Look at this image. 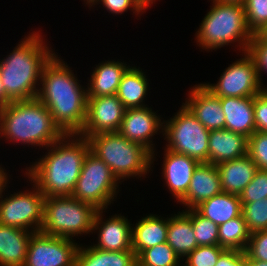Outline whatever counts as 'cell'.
Listing matches in <instances>:
<instances>
[{
	"label": "cell",
	"instance_id": "29",
	"mask_svg": "<svg viewBox=\"0 0 267 266\" xmlns=\"http://www.w3.org/2000/svg\"><path fill=\"white\" fill-rule=\"evenodd\" d=\"M218 245L225 249L245 251L251 232L241 214L218 226Z\"/></svg>",
	"mask_w": 267,
	"mask_h": 266
},
{
	"label": "cell",
	"instance_id": "39",
	"mask_svg": "<svg viewBox=\"0 0 267 266\" xmlns=\"http://www.w3.org/2000/svg\"><path fill=\"white\" fill-rule=\"evenodd\" d=\"M247 52L254 59L260 82L264 90H267V86L265 87L262 82L263 75H261L263 72L265 74L267 73V41L261 40L256 34H254Z\"/></svg>",
	"mask_w": 267,
	"mask_h": 266
},
{
	"label": "cell",
	"instance_id": "41",
	"mask_svg": "<svg viewBox=\"0 0 267 266\" xmlns=\"http://www.w3.org/2000/svg\"><path fill=\"white\" fill-rule=\"evenodd\" d=\"M215 266H247L246 253L235 249H225Z\"/></svg>",
	"mask_w": 267,
	"mask_h": 266
},
{
	"label": "cell",
	"instance_id": "14",
	"mask_svg": "<svg viewBox=\"0 0 267 266\" xmlns=\"http://www.w3.org/2000/svg\"><path fill=\"white\" fill-rule=\"evenodd\" d=\"M158 131L163 132L162 118L152 111L151 107L146 106L126 109L118 133L146 148L151 153V164H153L156 157L152 137L159 133Z\"/></svg>",
	"mask_w": 267,
	"mask_h": 266
},
{
	"label": "cell",
	"instance_id": "25",
	"mask_svg": "<svg viewBox=\"0 0 267 266\" xmlns=\"http://www.w3.org/2000/svg\"><path fill=\"white\" fill-rule=\"evenodd\" d=\"M140 67L130 66L123 74L116 96L126 109L146 107L144 99L149 90V81Z\"/></svg>",
	"mask_w": 267,
	"mask_h": 266
},
{
	"label": "cell",
	"instance_id": "32",
	"mask_svg": "<svg viewBox=\"0 0 267 266\" xmlns=\"http://www.w3.org/2000/svg\"><path fill=\"white\" fill-rule=\"evenodd\" d=\"M242 215L249 231L267 229V197L256 202L242 204Z\"/></svg>",
	"mask_w": 267,
	"mask_h": 266
},
{
	"label": "cell",
	"instance_id": "3",
	"mask_svg": "<svg viewBox=\"0 0 267 266\" xmlns=\"http://www.w3.org/2000/svg\"><path fill=\"white\" fill-rule=\"evenodd\" d=\"M41 35L39 31L29 33L0 61L3 89L11 101L37 97L42 69L55 54Z\"/></svg>",
	"mask_w": 267,
	"mask_h": 266
},
{
	"label": "cell",
	"instance_id": "7",
	"mask_svg": "<svg viewBox=\"0 0 267 266\" xmlns=\"http://www.w3.org/2000/svg\"><path fill=\"white\" fill-rule=\"evenodd\" d=\"M97 209L72 196L45 197L40 232L61 238L92 233Z\"/></svg>",
	"mask_w": 267,
	"mask_h": 266
},
{
	"label": "cell",
	"instance_id": "18",
	"mask_svg": "<svg viewBox=\"0 0 267 266\" xmlns=\"http://www.w3.org/2000/svg\"><path fill=\"white\" fill-rule=\"evenodd\" d=\"M221 192L217 166L210 163H200L193 172L186 195L179 202L184 204L186 209H191Z\"/></svg>",
	"mask_w": 267,
	"mask_h": 266
},
{
	"label": "cell",
	"instance_id": "46",
	"mask_svg": "<svg viewBox=\"0 0 267 266\" xmlns=\"http://www.w3.org/2000/svg\"><path fill=\"white\" fill-rule=\"evenodd\" d=\"M220 2H231V3H244L245 0H217Z\"/></svg>",
	"mask_w": 267,
	"mask_h": 266
},
{
	"label": "cell",
	"instance_id": "15",
	"mask_svg": "<svg viewBox=\"0 0 267 266\" xmlns=\"http://www.w3.org/2000/svg\"><path fill=\"white\" fill-rule=\"evenodd\" d=\"M103 211L98 210L95 216L92 234L98 230L97 244L92 246L103 251H129L132 250V224L121 214L113 215L103 220Z\"/></svg>",
	"mask_w": 267,
	"mask_h": 266
},
{
	"label": "cell",
	"instance_id": "30",
	"mask_svg": "<svg viewBox=\"0 0 267 266\" xmlns=\"http://www.w3.org/2000/svg\"><path fill=\"white\" fill-rule=\"evenodd\" d=\"M191 219L198 246L218 245V225L202 216L195 208L183 210Z\"/></svg>",
	"mask_w": 267,
	"mask_h": 266
},
{
	"label": "cell",
	"instance_id": "4",
	"mask_svg": "<svg viewBox=\"0 0 267 266\" xmlns=\"http://www.w3.org/2000/svg\"><path fill=\"white\" fill-rule=\"evenodd\" d=\"M64 135L37 98L12 101L0 109V137L13 144L47 148Z\"/></svg>",
	"mask_w": 267,
	"mask_h": 266
},
{
	"label": "cell",
	"instance_id": "42",
	"mask_svg": "<svg viewBox=\"0 0 267 266\" xmlns=\"http://www.w3.org/2000/svg\"><path fill=\"white\" fill-rule=\"evenodd\" d=\"M5 171H6L5 168L3 169V167H1L0 165V196L3 193V191L7 188L9 182L10 175L8 176V173Z\"/></svg>",
	"mask_w": 267,
	"mask_h": 266
},
{
	"label": "cell",
	"instance_id": "19",
	"mask_svg": "<svg viewBox=\"0 0 267 266\" xmlns=\"http://www.w3.org/2000/svg\"><path fill=\"white\" fill-rule=\"evenodd\" d=\"M225 129L250 137L255 131L254 97H220Z\"/></svg>",
	"mask_w": 267,
	"mask_h": 266
},
{
	"label": "cell",
	"instance_id": "10",
	"mask_svg": "<svg viewBox=\"0 0 267 266\" xmlns=\"http://www.w3.org/2000/svg\"><path fill=\"white\" fill-rule=\"evenodd\" d=\"M6 198L0 196V223L28 231L39 232L43 225L44 194L34 185ZM4 198V199H3Z\"/></svg>",
	"mask_w": 267,
	"mask_h": 266
},
{
	"label": "cell",
	"instance_id": "6",
	"mask_svg": "<svg viewBox=\"0 0 267 266\" xmlns=\"http://www.w3.org/2000/svg\"><path fill=\"white\" fill-rule=\"evenodd\" d=\"M90 152L101 159L121 183L122 179L146 177L151 169V153L118 132L88 136Z\"/></svg>",
	"mask_w": 267,
	"mask_h": 266
},
{
	"label": "cell",
	"instance_id": "27",
	"mask_svg": "<svg viewBox=\"0 0 267 266\" xmlns=\"http://www.w3.org/2000/svg\"><path fill=\"white\" fill-rule=\"evenodd\" d=\"M167 243L183 262V258L198 247L191 219L184 211L169 217Z\"/></svg>",
	"mask_w": 267,
	"mask_h": 266
},
{
	"label": "cell",
	"instance_id": "26",
	"mask_svg": "<svg viewBox=\"0 0 267 266\" xmlns=\"http://www.w3.org/2000/svg\"><path fill=\"white\" fill-rule=\"evenodd\" d=\"M195 209L218 226L242 214L239 195L221 192L202 201Z\"/></svg>",
	"mask_w": 267,
	"mask_h": 266
},
{
	"label": "cell",
	"instance_id": "40",
	"mask_svg": "<svg viewBox=\"0 0 267 266\" xmlns=\"http://www.w3.org/2000/svg\"><path fill=\"white\" fill-rule=\"evenodd\" d=\"M256 131L267 133V90L254 96Z\"/></svg>",
	"mask_w": 267,
	"mask_h": 266
},
{
	"label": "cell",
	"instance_id": "8",
	"mask_svg": "<svg viewBox=\"0 0 267 266\" xmlns=\"http://www.w3.org/2000/svg\"><path fill=\"white\" fill-rule=\"evenodd\" d=\"M165 149L187 155L200 163H209V134L190 110L182 104L169 120H163Z\"/></svg>",
	"mask_w": 267,
	"mask_h": 266
},
{
	"label": "cell",
	"instance_id": "9",
	"mask_svg": "<svg viewBox=\"0 0 267 266\" xmlns=\"http://www.w3.org/2000/svg\"><path fill=\"white\" fill-rule=\"evenodd\" d=\"M121 184L110 168L90 151L87 153L72 197L106 210L117 197ZM117 194V195H116Z\"/></svg>",
	"mask_w": 267,
	"mask_h": 266
},
{
	"label": "cell",
	"instance_id": "12",
	"mask_svg": "<svg viewBox=\"0 0 267 266\" xmlns=\"http://www.w3.org/2000/svg\"><path fill=\"white\" fill-rule=\"evenodd\" d=\"M78 246L74 239L34 232L24 266H75Z\"/></svg>",
	"mask_w": 267,
	"mask_h": 266
},
{
	"label": "cell",
	"instance_id": "45",
	"mask_svg": "<svg viewBox=\"0 0 267 266\" xmlns=\"http://www.w3.org/2000/svg\"><path fill=\"white\" fill-rule=\"evenodd\" d=\"M256 35L261 39V40H264V41H267V24L262 27V29H260Z\"/></svg>",
	"mask_w": 267,
	"mask_h": 266
},
{
	"label": "cell",
	"instance_id": "1",
	"mask_svg": "<svg viewBox=\"0 0 267 266\" xmlns=\"http://www.w3.org/2000/svg\"><path fill=\"white\" fill-rule=\"evenodd\" d=\"M57 56L55 53L44 65L36 98L50 111L64 134L76 135L86 121L87 88L80 85L71 67Z\"/></svg>",
	"mask_w": 267,
	"mask_h": 266
},
{
	"label": "cell",
	"instance_id": "20",
	"mask_svg": "<svg viewBox=\"0 0 267 266\" xmlns=\"http://www.w3.org/2000/svg\"><path fill=\"white\" fill-rule=\"evenodd\" d=\"M248 154V137L227 129L211 130L209 134V163L235 160Z\"/></svg>",
	"mask_w": 267,
	"mask_h": 266
},
{
	"label": "cell",
	"instance_id": "17",
	"mask_svg": "<svg viewBox=\"0 0 267 266\" xmlns=\"http://www.w3.org/2000/svg\"><path fill=\"white\" fill-rule=\"evenodd\" d=\"M164 151L162 177L172 196L179 202L186 195L193 172L200 162L187 155L174 153L167 149Z\"/></svg>",
	"mask_w": 267,
	"mask_h": 266
},
{
	"label": "cell",
	"instance_id": "33",
	"mask_svg": "<svg viewBox=\"0 0 267 266\" xmlns=\"http://www.w3.org/2000/svg\"><path fill=\"white\" fill-rule=\"evenodd\" d=\"M101 3L109 13L121 15L130 9L136 16H141L153 4L150 0H88L86 2L90 8Z\"/></svg>",
	"mask_w": 267,
	"mask_h": 266
},
{
	"label": "cell",
	"instance_id": "28",
	"mask_svg": "<svg viewBox=\"0 0 267 266\" xmlns=\"http://www.w3.org/2000/svg\"><path fill=\"white\" fill-rule=\"evenodd\" d=\"M75 266H137V256L133 250L110 252L81 244Z\"/></svg>",
	"mask_w": 267,
	"mask_h": 266
},
{
	"label": "cell",
	"instance_id": "11",
	"mask_svg": "<svg viewBox=\"0 0 267 266\" xmlns=\"http://www.w3.org/2000/svg\"><path fill=\"white\" fill-rule=\"evenodd\" d=\"M203 85L217 97H254L264 90L255 61L247 51L223 71L216 84Z\"/></svg>",
	"mask_w": 267,
	"mask_h": 266
},
{
	"label": "cell",
	"instance_id": "36",
	"mask_svg": "<svg viewBox=\"0 0 267 266\" xmlns=\"http://www.w3.org/2000/svg\"><path fill=\"white\" fill-rule=\"evenodd\" d=\"M242 204L256 202L267 197V171L258 169L252 181L239 195Z\"/></svg>",
	"mask_w": 267,
	"mask_h": 266
},
{
	"label": "cell",
	"instance_id": "31",
	"mask_svg": "<svg viewBox=\"0 0 267 266\" xmlns=\"http://www.w3.org/2000/svg\"><path fill=\"white\" fill-rule=\"evenodd\" d=\"M180 258L165 242L145 249L137 257V266H180Z\"/></svg>",
	"mask_w": 267,
	"mask_h": 266
},
{
	"label": "cell",
	"instance_id": "21",
	"mask_svg": "<svg viewBox=\"0 0 267 266\" xmlns=\"http://www.w3.org/2000/svg\"><path fill=\"white\" fill-rule=\"evenodd\" d=\"M216 166L222 192L235 195L243 192L258 170L248 154L235 160L221 162Z\"/></svg>",
	"mask_w": 267,
	"mask_h": 266
},
{
	"label": "cell",
	"instance_id": "13",
	"mask_svg": "<svg viewBox=\"0 0 267 266\" xmlns=\"http://www.w3.org/2000/svg\"><path fill=\"white\" fill-rule=\"evenodd\" d=\"M125 111L116 95L88 97L86 121L78 135L87 138L100 133L118 132Z\"/></svg>",
	"mask_w": 267,
	"mask_h": 266
},
{
	"label": "cell",
	"instance_id": "23",
	"mask_svg": "<svg viewBox=\"0 0 267 266\" xmlns=\"http://www.w3.org/2000/svg\"><path fill=\"white\" fill-rule=\"evenodd\" d=\"M148 214L132 226V250L138 257L145 249L167 242L169 218Z\"/></svg>",
	"mask_w": 267,
	"mask_h": 266
},
{
	"label": "cell",
	"instance_id": "34",
	"mask_svg": "<svg viewBox=\"0 0 267 266\" xmlns=\"http://www.w3.org/2000/svg\"><path fill=\"white\" fill-rule=\"evenodd\" d=\"M246 22L254 35L267 24V0H245Z\"/></svg>",
	"mask_w": 267,
	"mask_h": 266
},
{
	"label": "cell",
	"instance_id": "44",
	"mask_svg": "<svg viewBox=\"0 0 267 266\" xmlns=\"http://www.w3.org/2000/svg\"><path fill=\"white\" fill-rule=\"evenodd\" d=\"M247 266H267V262L257 261L254 259H246Z\"/></svg>",
	"mask_w": 267,
	"mask_h": 266
},
{
	"label": "cell",
	"instance_id": "5",
	"mask_svg": "<svg viewBox=\"0 0 267 266\" xmlns=\"http://www.w3.org/2000/svg\"><path fill=\"white\" fill-rule=\"evenodd\" d=\"M213 1L196 31V42L203 50L210 51L238 42L242 53L248 50L253 34L246 22L242 3ZM242 49V50H241Z\"/></svg>",
	"mask_w": 267,
	"mask_h": 266
},
{
	"label": "cell",
	"instance_id": "43",
	"mask_svg": "<svg viewBox=\"0 0 267 266\" xmlns=\"http://www.w3.org/2000/svg\"><path fill=\"white\" fill-rule=\"evenodd\" d=\"M12 102L5 94L0 76V109Z\"/></svg>",
	"mask_w": 267,
	"mask_h": 266
},
{
	"label": "cell",
	"instance_id": "35",
	"mask_svg": "<svg viewBox=\"0 0 267 266\" xmlns=\"http://www.w3.org/2000/svg\"><path fill=\"white\" fill-rule=\"evenodd\" d=\"M224 250L219 245L198 246L184 258L183 266H215Z\"/></svg>",
	"mask_w": 267,
	"mask_h": 266
},
{
	"label": "cell",
	"instance_id": "38",
	"mask_svg": "<svg viewBox=\"0 0 267 266\" xmlns=\"http://www.w3.org/2000/svg\"><path fill=\"white\" fill-rule=\"evenodd\" d=\"M244 252L246 259L267 262V229L252 232Z\"/></svg>",
	"mask_w": 267,
	"mask_h": 266
},
{
	"label": "cell",
	"instance_id": "22",
	"mask_svg": "<svg viewBox=\"0 0 267 266\" xmlns=\"http://www.w3.org/2000/svg\"><path fill=\"white\" fill-rule=\"evenodd\" d=\"M33 233L0 223V266H24Z\"/></svg>",
	"mask_w": 267,
	"mask_h": 266
},
{
	"label": "cell",
	"instance_id": "2",
	"mask_svg": "<svg viewBox=\"0 0 267 266\" xmlns=\"http://www.w3.org/2000/svg\"><path fill=\"white\" fill-rule=\"evenodd\" d=\"M49 147L38 162L26 167L25 175L45 197L71 196L90 151L88 140L78 134H65Z\"/></svg>",
	"mask_w": 267,
	"mask_h": 266
},
{
	"label": "cell",
	"instance_id": "16",
	"mask_svg": "<svg viewBox=\"0 0 267 266\" xmlns=\"http://www.w3.org/2000/svg\"><path fill=\"white\" fill-rule=\"evenodd\" d=\"M183 103L209 131L225 128V115L220 97L215 96L203 83L194 85Z\"/></svg>",
	"mask_w": 267,
	"mask_h": 266
},
{
	"label": "cell",
	"instance_id": "37",
	"mask_svg": "<svg viewBox=\"0 0 267 266\" xmlns=\"http://www.w3.org/2000/svg\"><path fill=\"white\" fill-rule=\"evenodd\" d=\"M248 155L258 169L267 171V133L255 131L248 138Z\"/></svg>",
	"mask_w": 267,
	"mask_h": 266
},
{
	"label": "cell",
	"instance_id": "24",
	"mask_svg": "<svg viewBox=\"0 0 267 266\" xmlns=\"http://www.w3.org/2000/svg\"><path fill=\"white\" fill-rule=\"evenodd\" d=\"M130 66L121 61H105L96 65L87 86V97L116 95L121 78Z\"/></svg>",
	"mask_w": 267,
	"mask_h": 266
}]
</instances>
